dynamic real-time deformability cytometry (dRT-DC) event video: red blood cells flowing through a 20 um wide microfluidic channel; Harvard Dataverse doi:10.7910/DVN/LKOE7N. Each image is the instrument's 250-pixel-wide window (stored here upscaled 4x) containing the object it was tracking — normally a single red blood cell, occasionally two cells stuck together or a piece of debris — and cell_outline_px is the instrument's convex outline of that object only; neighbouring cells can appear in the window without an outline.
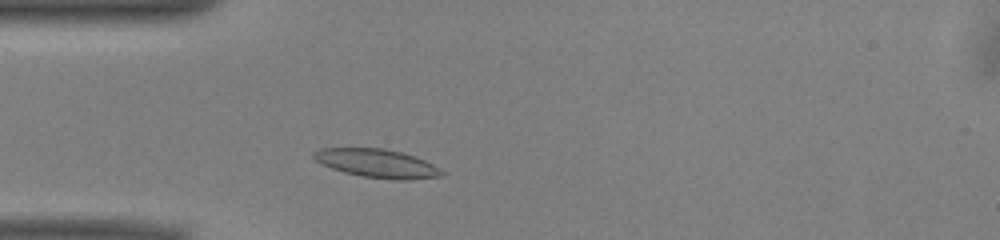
{"species": "common noctule bat (a hibernating species)", "species_latin": "Nyctalus noctula", "temperature_condition": "warm", "stored_images_in_passage": 43, "camera_frame_rate_fps": 3000, "um_per_image_px": 0.085, "animal": {"sex": "male", "body_mass_g": 13.0, "forearm_length_mm": 53.1}, "frame": {"image": 1, "passage_image": 6, "time_ms": 1.667, "image_size_px": [1000, 240], "cell_outline_px": [[444, 176], [408, 180], [392, 180], [360, 176], [344, 172], [320, 164], [312, 156], [312, 152], [320, 148], [384, 148], [416, 156], [432, 164], [444, 172]], "centroid_in_image_um": [32.04, 13.89], "position_along_channel_um": 53.0, "area_um2": 21.44}}
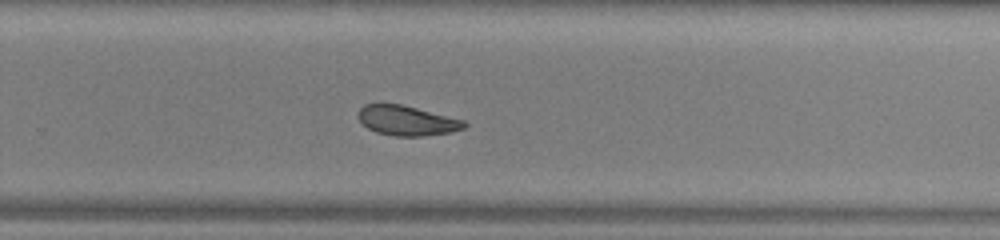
{"frame": {"image": 2, "passage_image": 25, "time_ms": 8.0, "image_size_px": [1000, 240], "cell_outline_px": [[468, 124], [464, 128], [448, 132], [424, 136], [396, 136], [376, 132], [368, 128], [356, 116], [356, 112], [364, 104], [400, 104], [464, 120]], "centroid_in_image_um": [34.55, 10.25], "position_along_channel_um": 295.3, "area_um2": 18.26}}
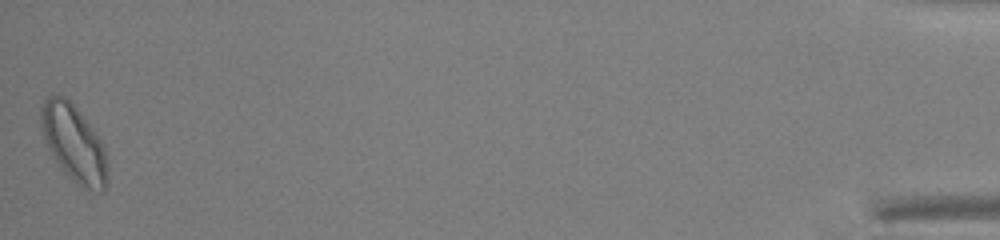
{"frame": {"image": 3, "passage_image": 43, "time_ms": 14.0, "image_size_px": [1000, 240], "cell_outline_px": [[108, 184], [104, 192], [100, 192], [76, 184], [68, 176], [56, 160], [48, 148], [40, 132], [40, 108], [44, 100], [48, 96], [64, 96], [76, 108], [92, 128], [104, 144], [108, 164]], "centroid_in_image_um": [6.29, 12.2], "position_along_channel_um": 428.9, "area_um2": 29.88}, "authors_computed_cell_mechanics": {"area_um2": 19.8832, "velocity_mm_per_s": 3.9322, "shape_relaxation_time_tau1_ms": 5.7145, "shape_relaxation_time_tau2_ms": 4.5027, "deformation_change_tau1": 0.1392, "deformation_change_tau2": 0.1097}}